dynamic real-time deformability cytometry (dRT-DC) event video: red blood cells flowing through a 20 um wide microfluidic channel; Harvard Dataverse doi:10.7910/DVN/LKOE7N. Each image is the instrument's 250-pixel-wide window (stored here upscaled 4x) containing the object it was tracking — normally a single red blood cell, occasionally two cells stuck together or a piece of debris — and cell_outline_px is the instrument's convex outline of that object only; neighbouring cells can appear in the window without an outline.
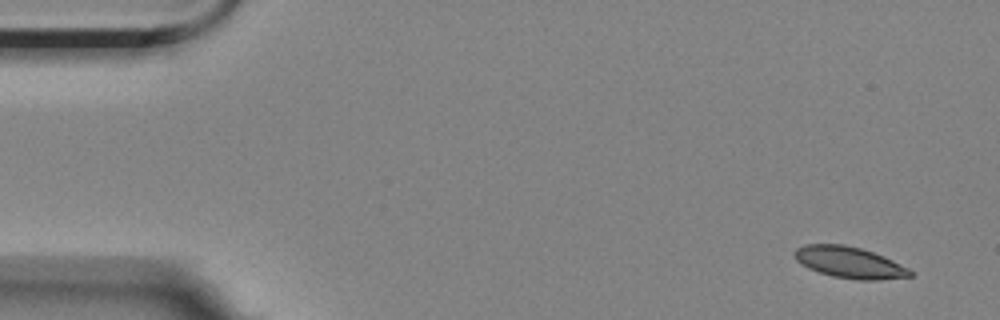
{"species": "Egyptian fruit bat (a non-hibernating species)", "species_latin": "Rousettus aegyptiacus", "temperature_condition": "room temperature", "stored_images_in_passage": 5, "camera_frame_rate_fps": 3000, "um_per_image_px": 0.085, "animal": {"sex": "female"}, "frame": {"image": 1, "passage_image": 1, "time_ms": 0.0, "image_size_px": [1000, 320], "cell_outline_px": [[912, 276], [880, 280], [856, 280], [832, 276], [808, 268], [796, 260], [796, 248], [804, 244], [844, 244], [860, 248], [884, 256], [908, 268], [912, 272]], "centroid_in_image_um": [72.21, 22.31], "position_along_channel_um": 12.8, "area_um2": 20.98}}
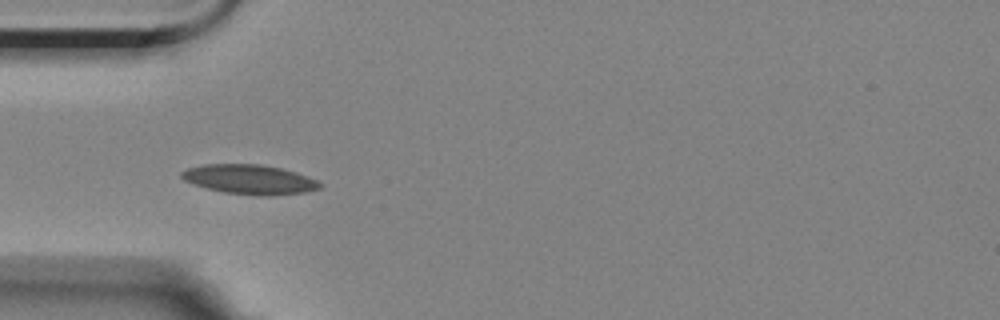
{"frame": {"image": 2, "passage_image": 5, "time_ms": 4.667, "image_size_px": [1000, 320], "cell_outline_px": [[320, 188], [304, 192], [272, 196], [260, 196], [224, 192], [192, 184], [184, 180], [180, 176], [180, 172], [188, 168], [204, 164], [260, 164], [280, 168], [296, 172], [316, 180], [320, 184]], "centroid_in_image_um": [21.18, 15.25], "position_along_channel_um": 63.8, "area_um2": 23.7}}